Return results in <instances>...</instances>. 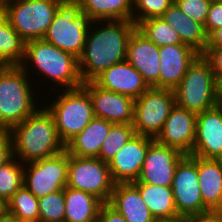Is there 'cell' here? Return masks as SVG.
<instances>
[{
	"label": "cell",
	"instance_id": "obj_31",
	"mask_svg": "<svg viewBox=\"0 0 222 222\" xmlns=\"http://www.w3.org/2000/svg\"><path fill=\"white\" fill-rule=\"evenodd\" d=\"M135 134L133 124L113 123L102 143L98 158L109 163Z\"/></svg>",
	"mask_w": 222,
	"mask_h": 222
},
{
	"label": "cell",
	"instance_id": "obj_47",
	"mask_svg": "<svg viewBox=\"0 0 222 222\" xmlns=\"http://www.w3.org/2000/svg\"><path fill=\"white\" fill-rule=\"evenodd\" d=\"M211 3L212 2H222V0H209Z\"/></svg>",
	"mask_w": 222,
	"mask_h": 222
},
{
	"label": "cell",
	"instance_id": "obj_13",
	"mask_svg": "<svg viewBox=\"0 0 222 222\" xmlns=\"http://www.w3.org/2000/svg\"><path fill=\"white\" fill-rule=\"evenodd\" d=\"M184 156L185 154L178 149L154 140L149 145L137 181L155 186L171 187L176 166Z\"/></svg>",
	"mask_w": 222,
	"mask_h": 222
},
{
	"label": "cell",
	"instance_id": "obj_9",
	"mask_svg": "<svg viewBox=\"0 0 222 222\" xmlns=\"http://www.w3.org/2000/svg\"><path fill=\"white\" fill-rule=\"evenodd\" d=\"M114 186L108 163L69 154L67 187L91 193L108 203Z\"/></svg>",
	"mask_w": 222,
	"mask_h": 222
},
{
	"label": "cell",
	"instance_id": "obj_27",
	"mask_svg": "<svg viewBox=\"0 0 222 222\" xmlns=\"http://www.w3.org/2000/svg\"><path fill=\"white\" fill-rule=\"evenodd\" d=\"M82 12L93 21L130 20L133 15V0H79Z\"/></svg>",
	"mask_w": 222,
	"mask_h": 222
},
{
	"label": "cell",
	"instance_id": "obj_39",
	"mask_svg": "<svg viewBox=\"0 0 222 222\" xmlns=\"http://www.w3.org/2000/svg\"><path fill=\"white\" fill-rule=\"evenodd\" d=\"M96 222H127L126 219L108 203H103L99 209Z\"/></svg>",
	"mask_w": 222,
	"mask_h": 222
},
{
	"label": "cell",
	"instance_id": "obj_43",
	"mask_svg": "<svg viewBox=\"0 0 222 222\" xmlns=\"http://www.w3.org/2000/svg\"><path fill=\"white\" fill-rule=\"evenodd\" d=\"M0 222H24V221H21L19 218L5 211L2 215H0Z\"/></svg>",
	"mask_w": 222,
	"mask_h": 222
},
{
	"label": "cell",
	"instance_id": "obj_4",
	"mask_svg": "<svg viewBox=\"0 0 222 222\" xmlns=\"http://www.w3.org/2000/svg\"><path fill=\"white\" fill-rule=\"evenodd\" d=\"M96 22L102 25V21H93L82 12L79 0H60L57 13L42 39L79 58L86 43L89 25H95Z\"/></svg>",
	"mask_w": 222,
	"mask_h": 222
},
{
	"label": "cell",
	"instance_id": "obj_5",
	"mask_svg": "<svg viewBox=\"0 0 222 222\" xmlns=\"http://www.w3.org/2000/svg\"><path fill=\"white\" fill-rule=\"evenodd\" d=\"M29 60H32L35 70L37 68L42 75L50 78L51 82L54 81L57 85L75 89L83 84L79 73L78 58L43 39L26 42L22 63Z\"/></svg>",
	"mask_w": 222,
	"mask_h": 222
},
{
	"label": "cell",
	"instance_id": "obj_23",
	"mask_svg": "<svg viewBox=\"0 0 222 222\" xmlns=\"http://www.w3.org/2000/svg\"><path fill=\"white\" fill-rule=\"evenodd\" d=\"M160 17L177 31L183 44L200 55L205 52L207 34L204 26L182 12L175 2Z\"/></svg>",
	"mask_w": 222,
	"mask_h": 222
},
{
	"label": "cell",
	"instance_id": "obj_16",
	"mask_svg": "<svg viewBox=\"0 0 222 222\" xmlns=\"http://www.w3.org/2000/svg\"><path fill=\"white\" fill-rule=\"evenodd\" d=\"M190 155L222 159V107L218 104L197 114L195 140Z\"/></svg>",
	"mask_w": 222,
	"mask_h": 222
},
{
	"label": "cell",
	"instance_id": "obj_40",
	"mask_svg": "<svg viewBox=\"0 0 222 222\" xmlns=\"http://www.w3.org/2000/svg\"><path fill=\"white\" fill-rule=\"evenodd\" d=\"M222 47V27L213 30L207 36L206 48H218Z\"/></svg>",
	"mask_w": 222,
	"mask_h": 222
},
{
	"label": "cell",
	"instance_id": "obj_3",
	"mask_svg": "<svg viewBox=\"0 0 222 222\" xmlns=\"http://www.w3.org/2000/svg\"><path fill=\"white\" fill-rule=\"evenodd\" d=\"M28 76L26 63L0 68V129L10 130L38 110Z\"/></svg>",
	"mask_w": 222,
	"mask_h": 222
},
{
	"label": "cell",
	"instance_id": "obj_46",
	"mask_svg": "<svg viewBox=\"0 0 222 222\" xmlns=\"http://www.w3.org/2000/svg\"><path fill=\"white\" fill-rule=\"evenodd\" d=\"M6 211V203L0 198V215Z\"/></svg>",
	"mask_w": 222,
	"mask_h": 222
},
{
	"label": "cell",
	"instance_id": "obj_41",
	"mask_svg": "<svg viewBox=\"0 0 222 222\" xmlns=\"http://www.w3.org/2000/svg\"><path fill=\"white\" fill-rule=\"evenodd\" d=\"M191 222H222V212H213L191 217Z\"/></svg>",
	"mask_w": 222,
	"mask_h": 222
},
{
	"label": "cell",
	"instance_id": "obj_19",
	"mask_svg": "<svg viewBox=\"0 0 222 222\" xmlns=\"http://www.w3.org/2000/svg\"><path fill=\"white\" fill-rule=\"evenodd\" d=\"M93 82L102 89L129 96L134 100L150 88L140 72L127 60L112 65Z\"/></svg>",
	"mask_w": 222,
	"mask_h": 222
},
{
	"label": "cell",
	"instance_id": "obj_18",
	"mask_svg": "<svg viewBox=\"0 0 222 222\" xmlns=\"http://www.w3.org/2000/svg\"><path fill=\"white\" fill-rule=\"evenodd\" d=\"M126 60L140 72L150 88H159V47L137 29L128 40Z\"/></svg>",
	"mask_w": 222,
	"mask_h": 222
},
{
	"label": "cell",
	"instance_id": "obj_20",
	"mask_svg": "<svg viewBox=\"0 0 222 222\" xmlns=\"http://www.w3.org/2000/svg\"><path fill=\"white\" fill-rule=\"evenodd\" d=\"M159 88L173 90L186 74L188 67L200 55L190 46L174 44L159 47Z\"/></svg>",
	"mask_w": 222,
	"mask_h": 222
},
{
	"label": "cell",
	"instance_id": "obj_12",
	"mask_svg": "<svg viewBox=\"0 0 222 222\" xmlns=\"http://www.w3.org/2000/svg\"><path fill=\"white\" fill-rule=\"evenodd\" d=\"M171 189L177 214L189 217L209 214L203 206L196 156L185 155L177 164Z\"/></svg>",
	"mask_w": 222,
	"mask_h": 222
},
{
	"label": "cell",
	"instance_id": "obj_22",
	"mask_svg": "<svg viewBox=\"0 0 222 222\" xmlns=\"http://www.w3.org/2000/svg\"><path fill=\"white\" fill-rule=\"evenodd\" d=\"M108 204L127 222H154L150 210L141 198L138 188L131 183H115Z\"/></svg>",
	"mask_w": 222,
	"mask_h": 222
},
{
	"label": "cell",
	"instance_id": "obj_26",
	"mask_svg": "<svg viewBox=\"0 0 222 222\" xmlns=\"http://www.w3.org/2000/svg\"><path fill=\"white\" fill-rule=\"evenodd\" d=\"M26 42L8 22L5 11H0V68L21 65Z\"/></svg>",
	"mask_w": 222,
	"mask_h": 222
},
{
	"label": "cell",
	"instance_id": "obj_2",
	"mask_svg": "<svg viewBox=\"0 0 222 222\" xmlns=\"http://www.w3.org/2000/svg\"><path fill=\"white\" fill-rule=\"evenodd\" d=\"M41 108L9 130L13 157H19L23 164L49 158L65 150L52 115L45 106Z\"/></svg>",
	"mask_w": 222,
	"mask_h": 222
},
{
	"label": "cell",
	"instance_id": "obj_37",
	"mask_svg": "<svg viewBox=\"0 0 222 222\" xmlns=\"http://www.w3.org/2000/svg\"><path fill=\"white\" fill-rule=\"evenodd\" d=\"M202 55L210 63L217 81L222 80V47L205 48Z\"/></svg>",
	"mask_w": 222,
	"mask_h": 222
},
{
	"label": "cell",
	"instance_id": "obj_7",
	"mask_svg": "<svg viewBox=\"0 0 222 222\" xmlns=\"http://www.w3.org/2000/svg\"><path fill=\"white\" fill-rule=\"evenodd\" d=\"M63 91L62 95L56 97V101L54 100L45 108L52 115L58 135L66 145L89 124L95 115L91 98L82 86L63 89Z\"/></svg>",
	"mask_w": 222,
	"mask_h": 222
},
{
	"label": "cell",
	"instance_id": "obj_45",
	"mask_svg": "<svg viewBox=\"0 0 222 222\" xmlns=\"http://www.w3.org/2000/svg\"><path fill=\"white\" fill-rule=\"evenodd\" d=\"M217 104L222 107V80L218 81V102Z\"/></svg>",
	"mask_w": 222,
	"mask_h": 222
},
{
	"label": "cell",
	"instance_id": "obj_15",
	"mask_svg": "<svg viewBox=\"0 0 222 222\" xmlns=\"http://www.w3.org/2000/svg\"><path fill=\"white\" fill-rule=\"evenodd\" d=\"M154 140L149 136L135 134L116 153L108 163L115 183H131L139 178L147 150Z\"/></svg>",
	"mask_w": 222,
	"mask_h": 222
},
{
	"label": "cell",
	"instance_id": "obj_32",
	"mask_svg": "<svg viewBox=\"0 0 222 222\" xmlns=\"http://www.w3.org/2000/svg\"><path fill=\"white\" fill-rule=\"evenodd\" d=\"M16 159L18 160V158L13 157L0 167V198L5 203L23 186L24 166L22 162H17Z\"/></svg>",
	"mask_w": 222,
	"mask_h": 222
},
{
	"label": "cell",
	"instance_id": "obj_35",
	"mask_svg": "<svg viewBox=\"0 0 222 222\" xmlns=\"http://www.w3.org/2000/svg\"><path fill=\"white\" fill-rule=\"evenodd\" d=\"M174 2L182 12L204 26L211 5L209 0H174Z\"/></svg>",
	"mask_w": 222,
	"mask_h": 222
},
{
	"label": "cell",
	"instance_id": "obj_10",
	"mask_svg": "<svg viewBox=\"0 0 222 222\" xmlns=\"http://www.w3.org/2000/svg\"><path fill=\"white\" fill-rule=\"evenodd\" d=\"M175 104L171 89L152 87L146 90L134 103L133 127L136 134L155 139Z\"/></svg>",
	"mask_w": 222,
	"mask_h": 222
},
{
	"label": "cell",
	"instance_id": "obj_21",
	"mask_svg": "<svg viewBox=\"0 0 222 222\" xmlns=\"http://www.w3.org/2000/svg\"><path fill=\"white\" fill-rule=\"evenodd\" d=\"M196 168L203 206L210 212H222V159L196 156Z\"/></svg>",
	"mask_w": 222,
	"mask_h": 222
},
{
	"label": "cell",
	"instance_id": "obj_34",
	"mask_svg": "<svg viewBox=\"0 0 222 222\" xmlns=\"http://www.w3.org/2000/svg\"><path fill=\"white\" fill-rule=\"evenodd\" d=\"M173 2L174 0H133L132 21L137 25L145 19L160 17Z\"/></svg>",
	"mask_w": 222,
	"mask_h": 222
},
{
	"label": "cell",
	"instance_id": "obj_36",
	"mask_svg": "<svg viewBox=\"0 0 222 222\" xmlns=\"http://www.w3.org/2000/svg\"><path fill=\"white\" fill-rule=\"evenodd\" d=\"M222 27V2H212L207 13L204 30L207 36L215 29Z\"/></svg>",
	"mask_w": 222,
	"mask_h": 222
},
{
	"label": "cell",
	"instance_id": "obj_33",
	"mask_svg": "<svg viewBox=\"0 0 222 222\" xmlns=\"http://www.w3.org/2000/svg\"><path fill=\"white\" fill-rule=\"evenodd\" d=\"M40 222H65V197L64 190L48 194L40 199Z\"/></svg>",
	"mask_w": 222,
	"mask_h": 222
},
{
	"label": "cell",
	"instance_id": "obj_1",
	"mask_svg": "<svg viewBox=\"0 0 222 222\" xmlns=\"http://www.w3.org/2000/svg\"><path fill=\"white\" fill-rule=\"evenodd\" d=\"M103 26L94 31L90 27L78 58L83 83L93 81L112 65L126 60L128 40L136 29V24L130 20H107Z\"/></svg>",
	"mask_w": 222,
	"mask_h": 222
},
{
	"label": "cell",
	"instance_id": "obj_17",
	"mask_svg": "<svg viewBox=\"0 0 222 222\" xmlns=\"http://www.w3.org/2000/svg\"><path fill=\"white\" fill-rule=\"evenodd\" d=\"M197 114L175 104L155 140L190 155L196 133Z\"/></svg>",
	"mask_w": 222,
	"mask_h": 222
},
{
	"label": "cell",
	"instance_id": "obj_28",
	"mask_svg": "<svg viewBox=\"0 0 222 222\" xmlns=\"http://www.w3.org/2000/svg\"><path fill=\"white\" fill-rule=\"evenodd\" d=\"M139 190L141 198L154 218H164L177 215L171 187L155 186L132 182Z\"/></svg>",
	"mask_w": 222,
	"mask_h": 222
},
{
	"label": "cell",
	"instance_id": "obj_8",
	"mask_svg": "<svg viewBox=\"0 0 222 222\" xmlns=\"http://www.w3.org/2000/svg\"><path fill=\"white\" fill-rule=\"evenodd\" d=\"M60 0H16L6 10L8 22L25 42L42 39Z\"/></svg>",
	"mask_w": 222,
	"mask_h": 222
},
{
	"label": "cell",
	"instance_id": "obj_25",
	"mask_svg": "<svg viewBox=\"0 0 222 222\" xmlns=\"http://www.w3.org/2000/svg\"><path fill=\"white\" fill-rule=\"evenodd\" d=\"M64 197L66 204L65 222L97 221L99 209L103 202L95 195L66 186Z\"/></svg>",
	"mask_w": 222,
	"mask_h": 222
},
{
	"label": "cell",
	"instance_id": "obj_14",
	"mask_svg": "<svg viewBox=\"0 0 222 222\" xmlns=\"http://www.w3.org/2000/svg\"><path fill=\"white\" fill-rule=\"evenodd\" d=\"M97 118L111 123L133 124L135 100L129 96L100 88L93 81L84 82Z\"/></svg>",
	"mask_w": 222,
	"mask_h": 222
},
{
	"label": "cell",
	"instance_id": "obj_29",
	"mask_svg": "<svg viewBox=\"0 0 222 222\" xmlns=\"http://www.w3.org/2000/svg\"><path fill=\"white\" fill-rule=\"evenodd\" d=\"M136 29L157 47L183 44L177 31L161 17H152L139 22Z\"/></svg>",
	"mask_w": 222,
	"mask_h": 222
},
{
	"label": "cell",
	"instance_id": "obj_24",
	"mask_svg": "<svg viewBox=\"0 0 222 222\" xmlns=\"http://www.w3.org/2000/svg\"><path fill=\"white\" fill-rule=\"evenodd\" d=\"M113 123L94 117L89 124L66 145L68 154L98 158L104 139Z\"/></svg>",
	"mask_w": 222,
	"mask_h": 222
},
{
	"label": "cell",
	"instance_id": "obj_30",
	"mask_svg": "<svg viewBox=\"0 0 222 222\" xmlns=\"http://www.w3.org/2000/svg\"><path fill=\"white\" fill-rule=\"evenodd\" d=\"M6 211L24 222H40L39 202L25 186L7 201Z\"/></svg>",
	"mask_w": 222,
	"mask_h": 222
},
{
	"label": "cell",
	"instance_id": "obj_42",
	"mask_svg": "<svg viewBox=\"0 0 222 222\" xmlns=\"http://www.w3.org/2000/svg\"><path fill=\"white\" fill-rule=\"evenodd\" d=\"M154 222H191V217L177 214L171 217L155 218Z\"/></svg>",
	"mask_w": 222,
	"mask_h": 222
},
{
	"label": "cell",
	"instance_id": "obj_38",
	"mask_svg": "<svg viewBox=\"0 0 222 222\" xmlns=\"http://www.w3.org/2000/svg\"><path fill=\"white\" fill-rule=\"evenodd\" d=\"M13 158V142L9 130L0 129V167Z\"/></svg>",
	"mask_w": 222,
	"mask_h": 222
},
{
	"label": "cell",
	"instance_id": "obj_44",
	"mask_svg": "<svg viewBox=\"0 0 222 222\" xmlns=\"http://www.w3.org/2000/svg\"><path fill=\"white\" fill-rule=\"evenodd\" d=\"M16 0H0V11H5Z\"/></svg>",
	"mask_w": 222,
	"mask_h": 222
},
{
	"label": "cell",
	"instance_id": "obj_6",
	"mask_svg": "<svg viewBox=\"0 0 222 222\" xmlns=\"http://www.w3.org/2000/svg\"><path fill=\"white\" fill-rule=\"evenodd\" d=\"M176 104L196 114L217 105L218 81L210 63L199 55L173 89Z\"/></svg>",
	"mask_w": 222,
	"mask_h": 222
},
{
	"label": "cell",
	"instance_id": "obj_11",
	"mask_svg": "<svg viewBox=\"0 0 222 222\" xmlns=\"http://www.w3.org/2000/svg\"><path fill=\"white\" fill-rule=\"evenodd\" d=\"M25 164L28 168L24 166L23 186L38 199L67 186L69 154L66 150Z\"/></svg>",
	"mask_w": 222,
	"mask_h": 222
}]
</instances>
